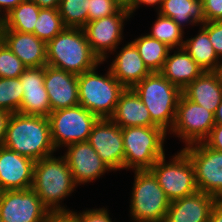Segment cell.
I'll list each match as a JSON object with an SVG mask.
<instances>
[{"mask_svg":"<svg viewBox=\"0 0 222 222\" xmlns=\"http://www.w3.org/2000/svg\"><path fill=\"white\" fill-rule=\"evenodd\" d=\"M163 0H134L133 4L131 5V16L133 15V13L136 11V9L139 8V6L141 5H148V6H156L157 7L155 9H159L161 4H162Z\"/></svg>","mask_w":222,"mask_h":222,"instance_id":"obj_41","label":"cell"},{"mask_svg":"<svg viewBox=\"0 0 222 222\" xmlns=\"http://www.w3.org/2000/svg\"><path fill=\"white\" fill-rule=\"evenodd\" d=\"M215 72L217 73V75H218V77H219V80H220V82L222 83V59H221V61L219 62L218 67H217V69L215 70Z\"/></svg>","mask_w":222,"mask_h":222,"instance_id":"obj_48","label":"cell"},{"mask_svg":"<svg viewBox=\"0 0 222 222\" xmlns=\"http://www.w3.org/2000/svg\"><path fill=\"white\" fill-rule=\"evenodd\" d=\"M215 126L214 113L189 100L183 93L170 134L177 135L185 146L203 142Z\"/></svg>","mask_w":222,"mask_h":222,"instance_id":"obj_10","label":"cell"},{"mask_svg":"<svg viewBox=\"0 0 222 222\" xmlns=\"http://www.w3.org/2000/svg\"><path fill=\"white\" fill-rule=\"evenodd\" d=\"M157 11L171 18L183 30L186 25L200 26L206 22L202 0H163Z\"/></svg>","mask_w":222,"mask_h":222,"instance_id":"obj_25","label":"cell"},{"mask_svg":"<svg viewBox=\"0 0 222 222\" xmlns=\"http://www.w3.org/2000/svg\"><path fill=\"white\" fill-rule=\"evenodd\" d=\"M150 112L151 121L170 132L182 90L160 72H152L132 88Z\"/></svg>","mask_w":222,"mask_h":222,"instance_id":"obj_4","label":"cell"},{"mask_svg":"<svg viewBox=\"0 0 222 222\" xmlns=\"http://www.w3.org/2000/svg\"><path fill=\"white\" fill-rule=\"evenodd\" d=\"M35 2L40 8H58L60 0H31Z\"/></svg>","mask_w":222,"mask_h":222,"instance_id":"obj_44","label":"cell"},{"mask_svg":"<svg viewBox=\"0 0 222 222\" xmlns=\"http://www.w3.org/2000/svg\"><path fill=\"white\" fill-rule=\"evenodd\" d=\"M40 7L31 0L18 4L6 14V29L34 34V26L38 19Z\"/></svg>","mask_w":222,"mask_h":222,"instance_id":"obj_28","label":"cell"},{"mask_svg":"<svg viewBox=\"0 0 222 222\" xmlns=\"http://www.w3.org/2000/svg\"><path fill=\"white\" fill-rule=\"evenodd\" d=\"M26 0H0V10L8 14L12 9H14L18 4Z\"/></svg>","mask_w":222,"mask_h":222,"instance_id":"obj_43","label":"cell"},{"mask_svg":"<svg viewBox=\"0 0 222 222\" xmlns=\"http://www.w3.org/2000/svg\"><path fill=\"white\" fill-rule=\"evenodd\" d=\"M48 120L52 142L57 152L60 147L87 142L99 118L79 104L52 111Z\"/></svg>","mask_w":222,"mask_h":222,"instance_id":"obj_9","label":"cell"},{"mask_svg":"<svg viewBox=\"0 0 222 222\" xmlns=\"http://www.w3.org/2000/svg\"><path fill=\"white\" fill-rule=\"evenodd\" d=\"M182 149L194 166L198 191L222 200V152L208 147L204 142L194 143Z\"/></svg>","mask_w":222,"mask_h":222,"instance_id":"obj_11","label":"cell"},{"mask_svg":"<svg viewBox=\"0 0 222 222\" xmlns=\"http://www.w3.org/2000/svg\"><path fill=\"white\" fill-rule=\"evenodd\" d=\"M137 48L145 66L152 72H161L169 51L166 44L151 38L147 33L131 41Z\"/></svg>","mask_w":222,"mask_h":222,"instance_id":"obj_27","label":"cell"},{"mask_svg":"<svg viewBox=\"0 0 222 222\" xmlns=\"http://www.w3.org/2000/svg\"><path fill=\"white\" fill-rule=\"evenodd\" d=\"M46 222H78L73 211L49 212Z\"/></svg>","mask_w":222,"mask_h":222,"instance_id":"obj_39","label":"cell"},{"mask_svg":"<svg viewBox=\"0 0 222 222\" xmlns=\"http://www.w3.org/2000/svg\"><path fill=\"white\" fill-rule=\"evenodd\" d=\"M73 213L77 216L78 222H113L111 221L108 208L86 209L83 212Z\"/></svg>","mask_w":222,"mask_h":222,"instance_id":"obj_36","label":"cell"},{"mask_svg":"<svg viewBox=\"0 0 222 222\" xmlns=\"http://www.w3.org/2000/svg\"><path fill=\"white\" fill-rule=\"evenodd\" d=\"M215 124L222 125V100L214 113Z\"/></svg>","mask_w":222,"mask_h":222,"instance_id":"obj_46","label":"cell"},{"mask_svg":"<svg viewBox=\"0 0 222 222\" xmlns=\"http://www.w3.org/2000/svg\"><path fill=\"white\" fill-rule=\"evenodd\" d=\"M131 18L128 10L120 8L115 14L88 22L83 30L93 53L101 62L116 52L123 40L124 21Z\"/></svg>","mask_w":222,"mask_h":222,"instance_id":"obj_12","label":"cell"},{"mask_svg":"<svg viewBox=\"0 0 222 222\" xmlns=\"http://www.w3.org/2000/svg\"><path fill=\"white\" fill-rule=\"evenodd\" d=\"M88 143L112 171L124 169V145L121 127L111 119H99Z\"/></svg>","mask_w":222,"mask_h":222,"instance_id":"obj_14","label":"cell"},{"mask_svg":"<svg viewBox=\"0 0 222 222\" xmlns=\"http://www.w3.org/2000/svg\"><path fill=\"white\" fill-rule=\"evenodd\" d=\"M76 187L64 156L56 158L53 154L35 162L31 189L50 212L71 211L64 207L62 201Z\"/></svg>","mask_w":222,"mask_h":222,"instance_id":"obj_2","label":"cell"},{"mask_svg":"<svg viewBox=\"0 0 222 222\" xmlns=\"http://www.w3.org/2000/svg\"><path fill=\"white\" fill-rule=\"evenodd\" d=\"M23 98L20 78H0V110L18 113Z\"/></svg>","mask_w":222,"mask_h":222,"instance_id":"obj_32","label":"cell"},{"mask_svg":"<svg viewBox=\"0 0 222 222\" xmlns=\"http://www.w3.org/2000/svg\"><path fill=\"white\" fill-rule=\"evenodd\" d=\"M203 72V69L182 47L175 49L172 55L169 51L160 73L172 84L183 90Z\"/></svg>","mask_w":222,"mask_h":222,"instance_id":"obj_24","label":"cell"},{"mask_svg":"<svg viewBox=\"0 0 222 222\" xmlns=\"http://www.w3.org/2000/svg\"><path fill=\"white\" fill-rule=\"evenodd\" d=\"M98 66L78 75L79 104L99 119H110L121 93L126 89L112 74L110 68L99 75Z\"/></svg>","mask_w":222,"mask_h":222,"instance_id":"obj_5","label":"cell"},{"mask_svg":"<svg viewBox=\"0 0 222 222\" xmlns=\"http://www.w3.org/2000/svg\"><path fill=\"white\" fill-rule=\"evenodd\" d=\"M218 199L202 191L170 202L164 222H208Z\"/></svg>","mask_w":222,"mask_h":222,"instance_id":"obj_19","label":"cell"},{"mask_svg":"<svg viewBox=\"0 0 222 222\" xmlns=\"http://www.w3.org/2000/svg\"><path fill=\"white\" fill-rule=\"evenodd\" d=\"M182 93L189 100L215 113L222 100V83L215 71H204Z\"/></svg>","mask_w":222,"mask_h":222,"instance_id":"obj_23","label":"cell"},{"mask_svg":"<svg viewBox=\"0 0 222 222\" xmlns=\"http://www.w3.org/2000/svg\"><path fill=\"white\" fill-rule=\"evenodd\" d=\"M49 212L31 188L2 191L0 194L2 222H46Z\"/></svg>","mask_w":222,"mask_h":222,"instance_id":"obj_13","label":"cell"},{"mask_svg":"<svg viewBox=\"0 0 222 222\" xmlns=\"http://www.w3.org/2000/svg\"><path fill=\"white\" fill-rule=\"evenodd\" d=\"M65 28L58 8H41L34 26V34L47 44Z\"/></svg>","mask_w":222,"mask_h":222,"instance_id":"obj_30","label":"cell"},{"mask_svg":"<svg viewBox=\"0 0 222 222\" xmlns=\"http://www.w3.org/2000/svg\"><path fill=\"white\" fill-rule=\"evenodd\" d=\"M121 128L134 126H156L150 112L132 88L125 89L119 96L116 109L110 118Z\"/></svg>","mask_w":222,"mask_h":222,"instance_id":"obj_22","label":"cell"},{"mask_svg":"<svg viewBox=\"0 0 222 222\" xmlns=\"http://www.w3.org/2000/svg\"><path fill=\"white\" fill-rule=\"evenodd\" d=\"M120 8L128 10L131 15V5L134 0H113Z\"/></svg>","mask_w":222,"mask_h":222,"instance_id":"obj_45","label":"cell"},{"mask_svg":"<svg viewBox=\"0 0 222 222\" xmlns=\"http://www.w3.org/2000/svg\"><path fill=\"white\" fill-rule=\"evenodd\" d=\"M44 85L51 112L79 105L78 75L46 65Z\"/></svg>","mask_w":222,"mask_h":222,"instance_id":"obj_18","label":"cell"},{"mask_svg":"<svg viewBox=\"0 0 222 222\" xmlns=\"http://www.w3.org/2000/svg\"><path fill=\"white\" fill-rule=\"evenodd\" d=\"M27 67L0 39V78H19Z\"/></svg>","mask_w":222,"mask_h":222,"instance_id":"obj_33","label":"cell"},{"mask_svg":"<svg viewBox=\"0 0 222 222\" xmlns=\"http://www.w3.org/2000/svg\"><path fill=\"white\" fill-rule=\"evenodd\" d=\"M208 222H222V200H218L212 208Z\"/></svg>","mask_w":222,"mask_h":222,"instance_id":"obj_42","label":"cell"},{"mask_svg":"<svg viewBox=\"0 0 222 222\" xmlns=\"http://www.w3.org/2000/svg\"><path fill=\"white\" fill-rule=\"evenodd\" d=\"M206 22L222 21V0H202Z\"/></svg>","mask_w":222,"mask_h":222,"instance_id":"obj_37","label":"cell"},{"mask_svg":"<svg viewBox=\"0 0 222 222\" xmlns=\"http://www.w3.org/2000/svg\"><path fill=\"white\" fill-rule=\"evenodd\" d=\"M130 199L134 222H164L170 201L150 170H135Z\"/></svg>","mask_w":222,"mask_h":222,"instance_id":"obj_7","label":"cell"},{"mask_svg":"<svg viewBox=\"0 0 222 222\" xmlns=\"http://www.w3.org/2000/svg\"><path fill=\"white\" fill-rule=\"evenodd\" d=\"M6 30V14L0 10V37Z\"/></svg>","mask_w":222,"mask_h":222,"instance_id":"obj_47","label":"cell"},{"mask_svg":"<svg viewBox=\"0 0 222 222\" xmlns=\"http://www.w3.org/2000/svg\"><path fill=\"white\" fill-rule=\"evenodd\" d=\"M201 26L208 32L216 54L222 59V21L205 22Z\"/></svg>","mask_w":222,"mask_h":222,"instance_id":"obj_35","label":"cell"},{"mask_svg":"<svg viewBox=\"0 0 222 222\" xmlns=\"http://www.w3.org/2000/svg\"><path fill=\"white\" fill-rule=\"evenodd\" d=\"M208 147L222 152V125L215 124L208 137L203 141Z\"/></svg>","mask_w":222,"mask_h":222,"instance_id":"obj_38","label":"cell"},{"mask_svg":"<svg viewBox=\"0 0 222 222\" xmlns=\"http://www.w3.org/2000/svg\"><path fill=\"white\" fill-rule=\"evenodd\" d=\"M115 56L109 68L126 89L133 88L151 73L131 41L127 42Z\"/></svg>","mask_w":222,"mask_h":222,"instance_id":"obj_21","label":"cell"},{"mask_svg":"<svg viewBox=\"0 0 222 222\" xmlns=\"http://www.w3.org/2000/svg\"><path fill=\"white\" fill-rule=\"evenodd\" d=\"M47 65L80 75L103 62L93 53L83 28L66 27L46 44Z\"/></svg>","mask_w":222,"mask_h":222,"instance_id":"obj_3","label":"cell"},{"mask_svg":"<svg viewBox=\"0 0 222 222\" xmlns=\"http://www.w3.org/2000/svg\"><path fill=\"white\" fill-rule=\"evenodd\" d=\"M66 147L63 156L77 186L97 180L106 172L112 171L88 141L73 143Z\"/></svg>","mask_w":222,"mask_h":222,"instance_id":"obj_15","label":"cell"},{"mask_svg":"<svg viewBox=\"0 0 222 222\" xmlns=\"http://www.w3.org/2000/svg\"><path fill=\"white\" fill-rule=\"evenodd\" d=\"M19 78L23 85V98L18 113L48 117L51 107L44 85L45 66L26 68Z\"/></svg>","mask_w":222,"mask_h":222,"instance_id":"obj_17","label":"cell"},{"mask_svg":"<svg viewBox=\"0 0 222 222\" xmlns=\"http://www.w3.org/2000/svg\"><path fill=\"white\" fill-rule=\"evenodd\" d=\"M183 48L203 71H215L221 61L209 40L208 32L201 25L197 35L184 40Z\"/></svg>","mask_w":222,"mask_h":222,"instance_id":"obj_26","label":"cell"},{"mask_svg":"<svg viewBox=\"0 0 222 222\" xmlns=\"http://www.w3.org/2000/svg\"><path fill=\"white\" fill-rule=\"evenodd\" d=\"M89 0H60L59 14L65 27L83 28L88 23Z\"/></svg>","mask_w":222,"mask_h":222,"instance_id":"obj_31","label":"cell"},{"mask_svg":"<svg viewBox=\"0 0 222 222\" xmlns=\"http://www.w3.org/2000/svg\"><path fill=\"white\" fill-rule=\"evenodd\" d=\"M124 145V169L149 170L165 154L167 132L157 126L121 128Z\"/></svg>","mask_w":222,"mask_h":222,"instance_id":"obj_6","label":"cell"},{"mask_svg":"<svg viewBox=\"0 0 222 222\" xmlns=\"http://www.w3.org/2000/svg\"><path fill=\"white\" fill-rule=\"evenodd\" d=\"M3 146L35 162L53 155L48 117L13 113Z\"/></svg>","mask_w":222,"mask_h":222,"instance_id":"obj_1","label":"cell"},{"mask_svg":"<svg viewBox=\"0 0 222 222\" xmlns=\"http://www.w3.org/2000/svg\"><path fill=\"white\" fill-rule=\"evenodd\" d=\"M157 19L148 34L151 38L166 44L171 49L184 46V30L175 21L157 13Z\"/></svg>","mask_w":222,"mask_h":222,"instance_id":"obj_29","label":"cell"},{"mask_svg":"<svg viewBox=\"0 0 222 222\" xmlns=\"http://www.w3.org/2000/svg\"><path fill=\"white\" fill-rule=\"evenodd\" d=\"M120 7L113 0H89L88 22L115 14Z\"/></svg>","mask_w":222,"mask_h":222,"instance_id":"obj_34","label":"cell"},{"mask_svg":"<svg viewBox=\"0 0 222 222\" xmlns=\"http://www.w3.org/2000/svg\"><path fill=\"white\" fill-rule=\"evenodd\" d=\"M0 39L27 68L47 65L46 43L35 34L6 29Z\"/></svg>","mask_w":222,"mask_h":222,"instance_id":"obj_20","label":"cell"},{"mask_svg":"<svg viewBox=\"0 0 222 222\" xmlns=\"http://www.w3.org/2000/svg\"><path fill=\"white\" fill-rule=\"evenodd\" d=\"M162 156L149 169L157 178L170 202L192 195L198 191L195 170L188 154L182 149L167 162Z\"/></svg>","mask_w":222,"mask_h":222,"instance_id":"obj_8","label":"cell"},{"mask_svg":"<svg viewBox=\"0 0 222 222\" xmlns=\"http://www.w3.org/2000/svg\"><path fill=\"white\" fill-rule=\"evenodd\" d=\"M35 161L19 155L5 146L0 147V189H30L33 184Z\"/></svg>","mask_w":222,"mask_h":222,"instance_id":"obj_16","label":"cell"},{"mask_svg":"<svg viewBox=\"0 0 222 222\" xmlns=\"http://www.w3.org/2000/svg\"><path fill=\"white\" fill-rule=\"evenodd\" d=\"M11 116L12 113L5 110H0V147L4 145L6 138V131Z\"/></svg>","mask_w":222,"mask_h":222,"instance_id":"obj_40","label":"cell"}]
</instances>
